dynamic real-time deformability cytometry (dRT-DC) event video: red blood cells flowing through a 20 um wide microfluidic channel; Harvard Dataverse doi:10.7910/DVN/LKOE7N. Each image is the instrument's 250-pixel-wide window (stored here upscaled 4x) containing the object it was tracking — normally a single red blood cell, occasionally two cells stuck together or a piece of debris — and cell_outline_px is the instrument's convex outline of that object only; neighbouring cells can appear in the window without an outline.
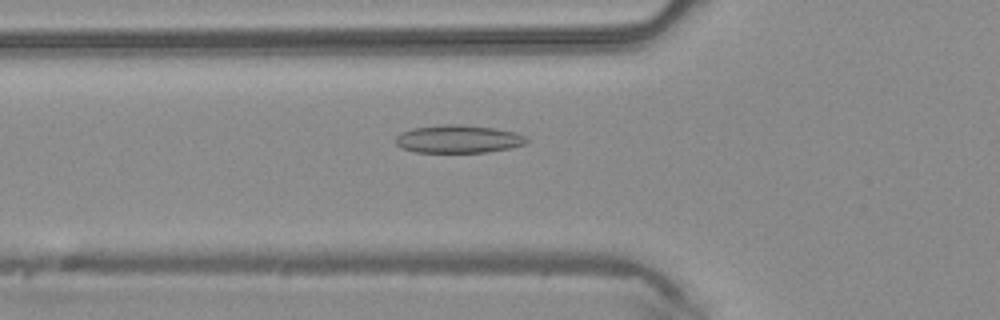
{"species": "common noctule bat (a hibernating species)", "species_latin": "Nyctalus noctula", "temperature_condition": "warm", "stored_images_in_passage": 47, "camera_frame_rate_fps": 3000, "um_per_image_px": 0.085, "animal": {"sex": "male", "body_mass_g": 20.4}, "frame": {"image": 1, "passage_image": 17, "time_ms": 5.333, "image_size_px": [1000, 320], "cell_outline_px": [[528, 140], [524, 144], [512, 148], [488, 152], [416, 152], [400, 148], [396, 144], [396, 136], [400, 132], [412, 128], [444, 124], [460, 124], [492, 128], [516, 132], [524, 136]], "centroid_in_image_um": [38.93, 11.82], "position_along_channel_um": 86.9, "area_um2": 21.39}}
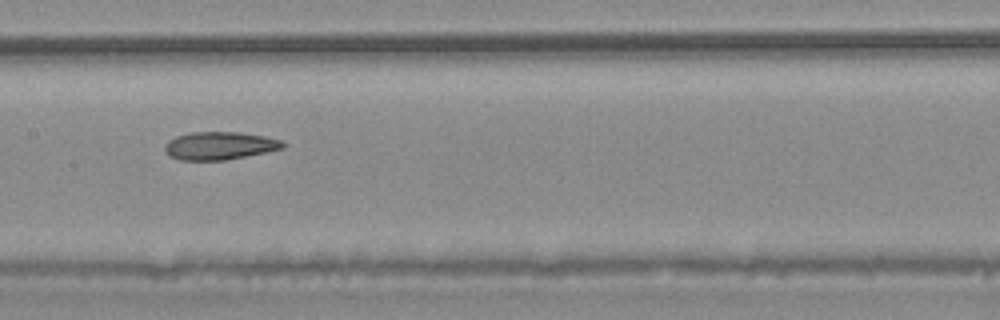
{"frame": {"image": 2, "passage_image": 24, "time_ms": 7.667, "image_size_px": [1000, 320], "cell_outline_px": [[284, 148], [268, 152], [228, 160], [180, 160], [168, 156], [164, 152], [164, 144], [168, 140], [176, 136], [192, 132], [240, 132], [264, 136], [284, 140]], "centroid_in_image_um": [18.66, 12.39], "position_along_channel_um": 188.7, "area_um2": 19.54}}
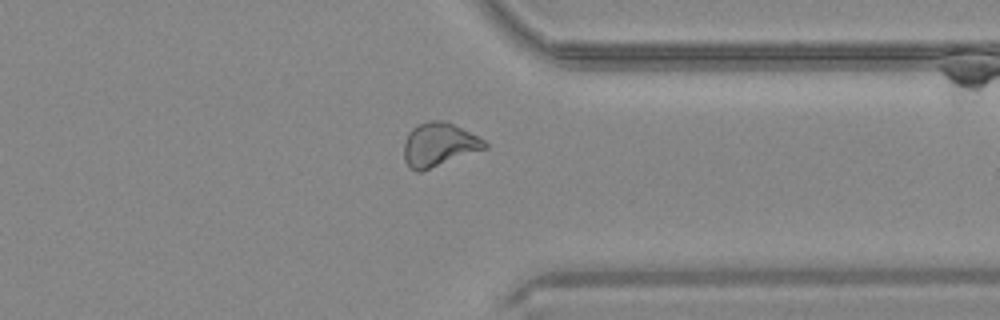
{"frame": {"image": 3, "passage_image": 37, "time_ms": 12.0, "image_size_px": [1000, 320], "cell_outline_px": [[488, 148], [420, 172], [416, 172], [404, 160], [404, 140], [408, 132], [416, 124], [428, 120], [444, 120], [484, 140], [488, 144]], "centroid_in_image_um": [37.28, 12.29], "position_along_channel_um": 374.1, "area_um2": 20.52}}